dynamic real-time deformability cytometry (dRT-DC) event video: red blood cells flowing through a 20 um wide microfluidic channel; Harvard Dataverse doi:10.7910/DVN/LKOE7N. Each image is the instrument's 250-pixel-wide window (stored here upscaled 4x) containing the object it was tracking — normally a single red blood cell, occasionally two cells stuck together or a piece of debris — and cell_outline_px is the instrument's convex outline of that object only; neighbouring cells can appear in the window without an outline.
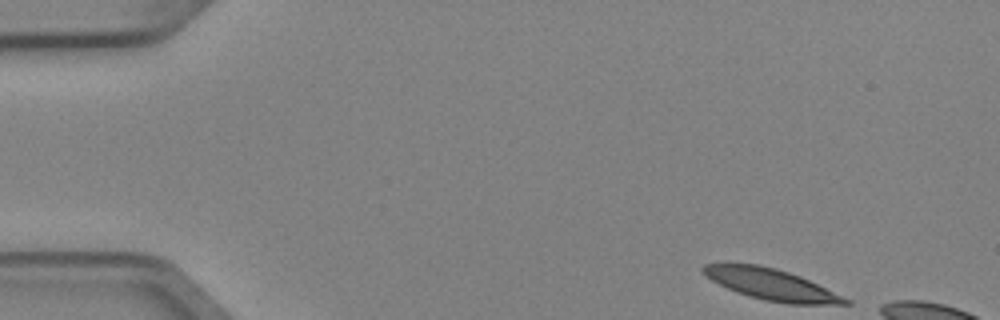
{"species": "Egyptian fruit bat (a non-hibernating species)", "species_latin": "Rousettus aegyptiacus", "temperature_condition": "cold", "stored_images_in_passage": 3, "camera_frame_rate_fps": 3000, "um_per_image_px": 0.085, "animal": {"sex": "female"}, "frame": {"image": 1, "passage_image": 1, "time_ms": 0.0, "image_size_px": [1000, 320], "cell_outline_px": [[852, 304], [788, 304], [764, 300], [748, 296], [736, 292], [704, 276], [700, 268], [704, 264], [760, 264], [776, 268], [800, 276], [852, 300]], "centroid_in_image_um": [65.56, 24.18], "position_along_channel_um": 19.4, "area_um2": 25.78}}